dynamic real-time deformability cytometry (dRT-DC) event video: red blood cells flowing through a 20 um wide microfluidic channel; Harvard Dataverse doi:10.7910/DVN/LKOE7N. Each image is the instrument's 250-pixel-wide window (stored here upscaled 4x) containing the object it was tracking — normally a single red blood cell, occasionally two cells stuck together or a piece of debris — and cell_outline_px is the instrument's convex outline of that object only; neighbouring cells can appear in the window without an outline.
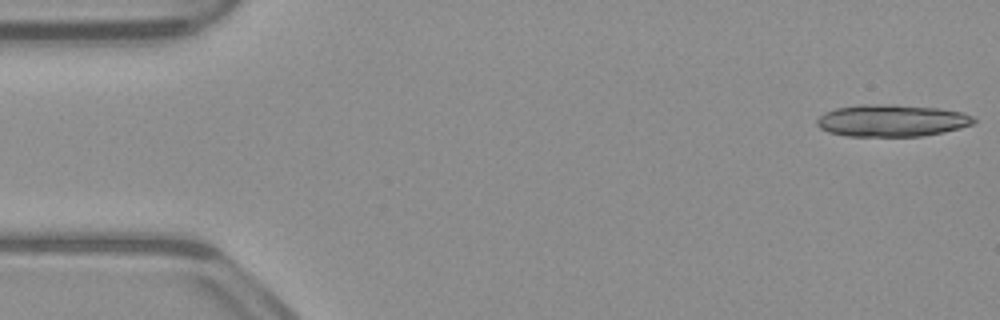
{"species": "common noctule bat (a hibernating species)", "species_latin": "Nyctalus noctula", "temperature_condition": "warm", "stored_images_in_passage": 17, "camera_frame_rate_fps": 3000, "um_per_image_px": 0.085, "animal": {"sex": "male", "body_mass_g": 23.1, "forearm_length_mm": 52.7}, "frame": {"image": 1, "passage_image": 1, "time_ms": 0.0, "image_size_px": [1000, 320], "cell_outline_px": [[976, 120], [972, 124], [960, 128], [944, 132], [920, 136], [844, 136], [828, 132], [820, 128], [816, 124], [816, 120], [824, 112], [836, 108], [860, 104], [892, 104], [936, 108], [964, 112], [972, 116]], "centroid_in_image_um": [75.77, 10.24], "position_along_channel_um": 9.2, "area_um2": 29.42}}